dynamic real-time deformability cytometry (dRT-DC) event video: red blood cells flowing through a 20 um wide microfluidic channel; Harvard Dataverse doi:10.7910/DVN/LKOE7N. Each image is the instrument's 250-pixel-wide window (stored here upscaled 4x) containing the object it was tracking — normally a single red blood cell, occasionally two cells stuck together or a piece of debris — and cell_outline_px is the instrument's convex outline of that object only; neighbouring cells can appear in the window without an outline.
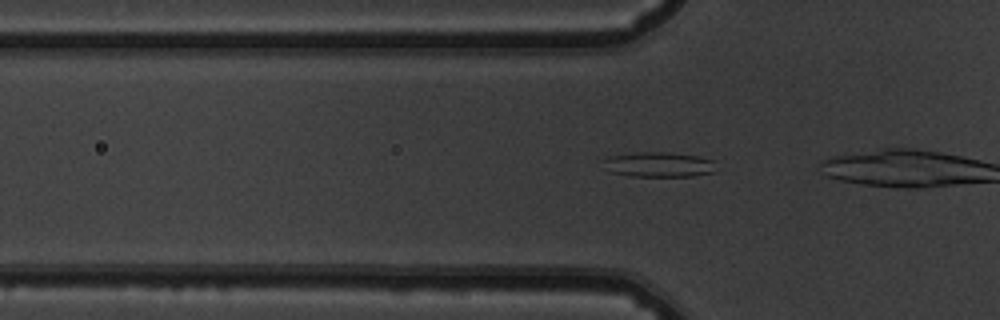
{"species": "common noctule bat (a hibernating species)", "species_latin": "Nyctalus noctula", "temperature_condition": "warm", "stored_images_in_passage": 23, "camera_frame_rate_fps": 3000, "um_per_image_px": 0.085, "animal": {"sex": "male", "body_mass_g": 19.5, "forearm_length_mm": 54.6}, "frame": {"image": 1, "passage_image": 14, "time_ms": 4.333, "image_size_px": [1000, 320], "cell_outline_px": [[712, 172], [692, 176], [628, 176], [612, 172], [600, 160], [608, 156], [636, 152], [672, 152], [700, 156], [712, 160]], "centroid_in_image_um": [55.93, 13.97], "position_along_channel_um": 69.9, "area_um2": 16.36}}